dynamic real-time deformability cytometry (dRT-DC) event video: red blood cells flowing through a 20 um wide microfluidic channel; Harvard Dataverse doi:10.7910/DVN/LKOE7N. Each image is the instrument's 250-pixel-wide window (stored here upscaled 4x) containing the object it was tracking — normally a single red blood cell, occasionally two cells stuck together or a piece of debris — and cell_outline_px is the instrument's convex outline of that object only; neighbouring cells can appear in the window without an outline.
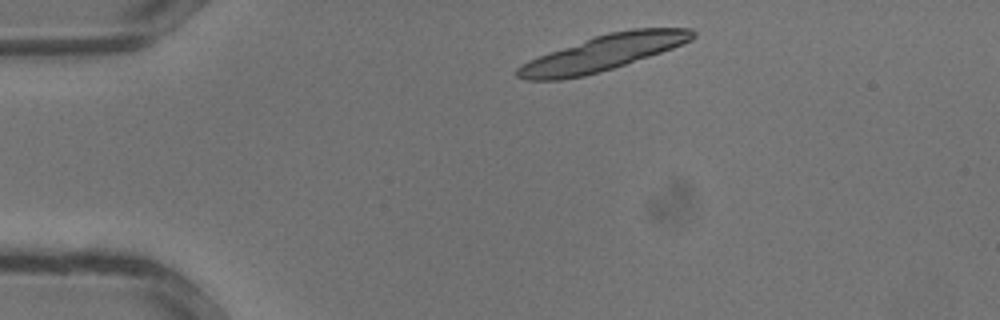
{"species": "common noctule bat (a hibernating species)", "species_latin": "Nyctalus noctula", "temperature_condition": "warm", "stored_images_in_passage": 30, "segment_of_instrument_passage": [1, 2], "camera_frame_rate_fps": 3000, "um_per_image_px": 0.085, "animal": {"sex": "male", "body_mass_g": 13.3}, "frame": {"image": 1, "passage_image": 2, "time_ms": 0.333, "image_size_px": [1000, 320], "cell_outline_px": [[696, 36], [692, 40], [672, 48], [600, 72], [584, 76], [560, 80], [528, 80], [516, 76], [516, 68], [528, 60], [596, 36], [608, 32], [632, 28], [692, 28], [696, 32]], "centroid_in_image_um": [51.27, 4.5], "position_along_channel_um": 33.7, "area_um2": 35.72}}